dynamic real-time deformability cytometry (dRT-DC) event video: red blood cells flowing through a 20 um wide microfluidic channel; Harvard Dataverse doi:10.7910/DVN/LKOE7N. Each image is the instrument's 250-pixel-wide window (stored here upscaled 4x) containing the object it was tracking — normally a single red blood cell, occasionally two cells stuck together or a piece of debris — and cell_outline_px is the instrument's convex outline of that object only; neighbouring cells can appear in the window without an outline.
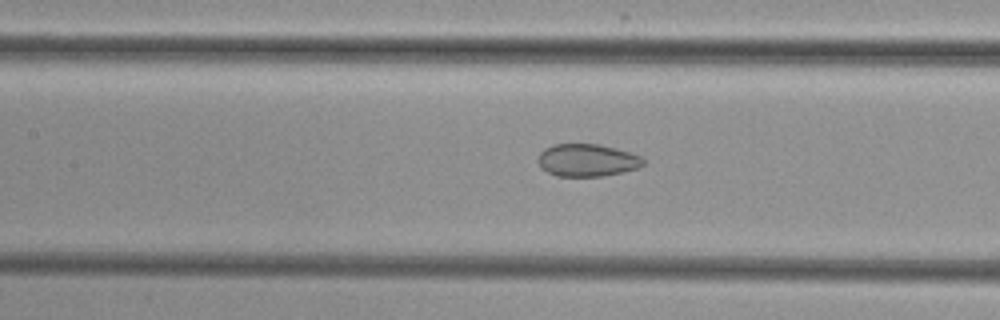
{"species": "common noctule bat (a hibernating species)", "species_latin": "Nyctalus noctula", "temperature_condition": "cold", "stored_images_in_passage": 54, "segment_of_instrument_passage": [2, 2], "camera_frame_rate_fps": 3000, "um_per_image_px": 0.085, "animal": {"sex": "female", "body_mass_g": 29.2, "forearm_length_mm": 56.3}, "frame": {"image": 1, "passage_image": 25, "time_ms": 8.0, "image_size_px": [1000, 320], "cell_outline_px": [[644, 164], [636, 168], [624, 172], [604, 176], [556, 176], [540, 168], [536, 160], [540, 152], [544, 148], [552, 144], [600, 144], [632, 152], [640, 156], [644, 160]], "centroid_in_image_um": [49.88, 13.61], "position_along_channel_um": 157.5, "area_um2": 20.23}}
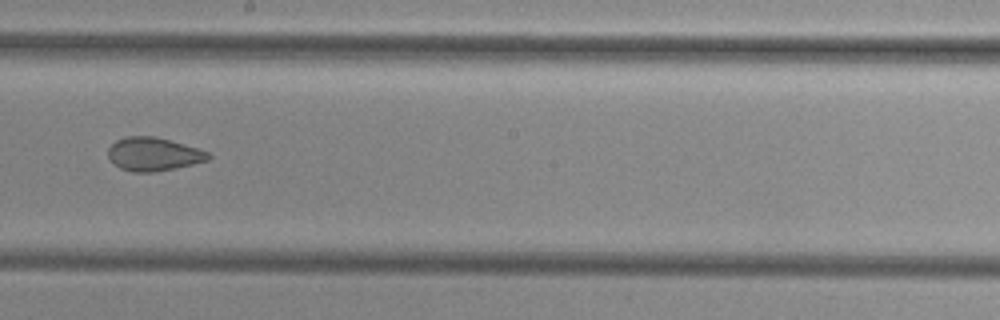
{"frame": {"image": 2, "passage_image": 31, "time_ms": 10.0, "image_size_px": [1000, 320], "cell_outline_px": [[212, 156], [208, 160], [176, 168], [152, 172], [132, 172], [120, 168], [108, 156], [108, 148], [116, 140], [124, 136], [156, 136], [196, 148], [208, 152]], "centroid_in_image_um": [13.03, 13.1], "position_along_channel_um": 235.2, "area_um2": 19.36}}
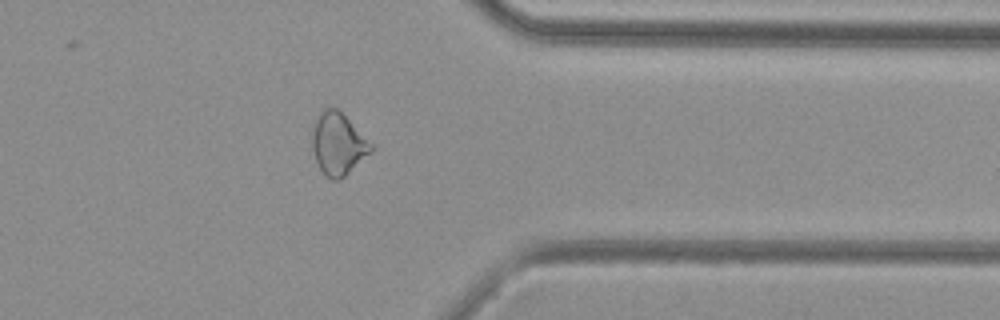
{"frame": {"image": 3, "passage_image": 43, "time_ms": 14.0, "image_size_px": [1000, 320], "cell_outline_px": [[376, 148], [372, 152], [340, 180], [332, 180], [324, 176], [316, 160], [312, 148], [312, 136], [316, 120], [320, 112], [324, 108], [336, 108]], "centroid_in_image_um": [28.74, 12.28], "position_along_channel_um": 382.7, "area_um2": 20.98}}